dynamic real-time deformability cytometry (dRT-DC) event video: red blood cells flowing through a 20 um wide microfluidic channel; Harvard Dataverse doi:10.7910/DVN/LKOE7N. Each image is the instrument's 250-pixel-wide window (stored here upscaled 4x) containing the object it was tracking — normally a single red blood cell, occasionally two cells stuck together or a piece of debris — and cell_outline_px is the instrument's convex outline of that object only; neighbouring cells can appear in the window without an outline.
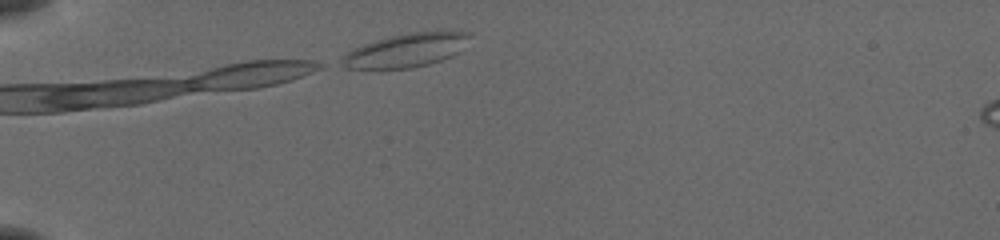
{"species": "common noctule bat (a hibernating species)", "species_latin": "Nyctalus noctula", "temperature_condition": "cold", "stored_images_in_passage": 3, "camera_frame_rate_fps": 3000, "um_per_image_px": 0.085, "animal": {"sex": "female", "body_mass_g": 19.5, "forearm_length_mm": 54.1}, "frame": {"image": 1, "passage_image": 3, "time_ms": 0.667, "image_size_px": [1000, 240], "cell_outline_px": [[472, 36], [452, 56], [428, 64], [412, 68], [348, 68], [340, 64], [340, 60], [352, 48], [388, 36], [408, 32], [440, 28], [468, 32]], "centroid_in_image_um": [34.57, 4.21], "position_along_channel_um": 50.4, "area_um2": 25.43}}